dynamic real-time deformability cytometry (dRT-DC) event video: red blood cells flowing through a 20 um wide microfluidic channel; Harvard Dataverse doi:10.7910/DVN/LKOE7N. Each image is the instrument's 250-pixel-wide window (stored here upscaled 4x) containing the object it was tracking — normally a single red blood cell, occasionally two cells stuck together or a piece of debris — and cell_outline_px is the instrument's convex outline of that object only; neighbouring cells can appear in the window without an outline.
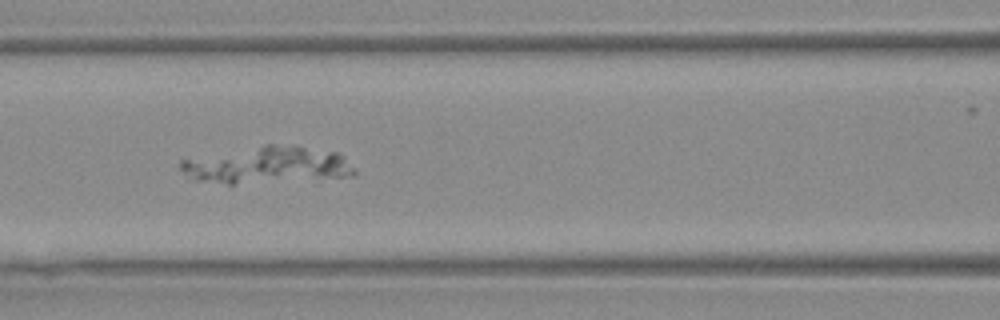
{"species": "Egyptian fruit bat (a non-hibernating species)", "species_latin": "Rousettus aegyptiacus", "temperature_condition": "warm", "stored_images_in_passage": 36, "camera_frame_rate_fps": 3000, "um_per_image_px": 0.085, "animal": {"sex": "female"}, "frame": {"image": 1, "passage_image": 9, "time_ms": 2.667, "image_size_px": [1000, 320], "cell_outline_px": [[356, 176], [232, 184], [228, 184], [196, 180], [188, 176], [180, 168], [180, 160], [264, 144], [272, 144], [336, 152], [344, 156], [356, 172]], "centroid_in_image_um": [22.7, 14.04], "position_along_channel_um": 143.9, "area_um2": 36.76}}
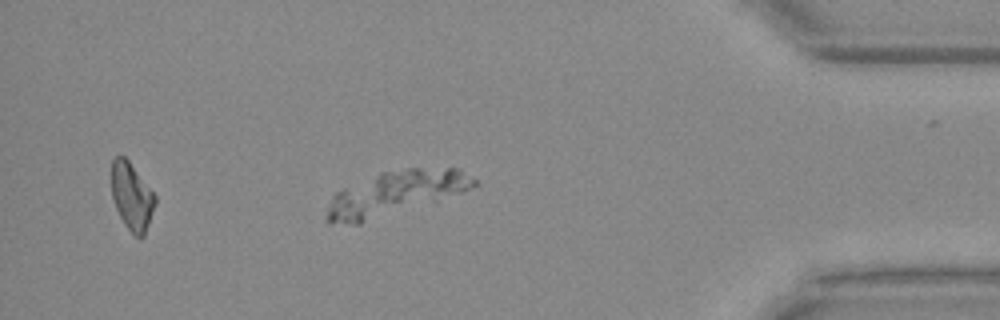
{"frame": {"image": 2, "passage_image": 32, "time_ms": 10.333, "image_size_px": [1000, 320], "cell_outline_px": [[480, 184], [460, 192], [436, 200], [360, 224], [328, 224], [328, 208], [332, 196], [336, 192], [344, 188], [380, 172], [408, 168], [460, 168], [476, 180]], "centroid_in_image_um": [33.6, 16.42], "position_along_channel_um": 401.6, "area_um2": 37.22}}